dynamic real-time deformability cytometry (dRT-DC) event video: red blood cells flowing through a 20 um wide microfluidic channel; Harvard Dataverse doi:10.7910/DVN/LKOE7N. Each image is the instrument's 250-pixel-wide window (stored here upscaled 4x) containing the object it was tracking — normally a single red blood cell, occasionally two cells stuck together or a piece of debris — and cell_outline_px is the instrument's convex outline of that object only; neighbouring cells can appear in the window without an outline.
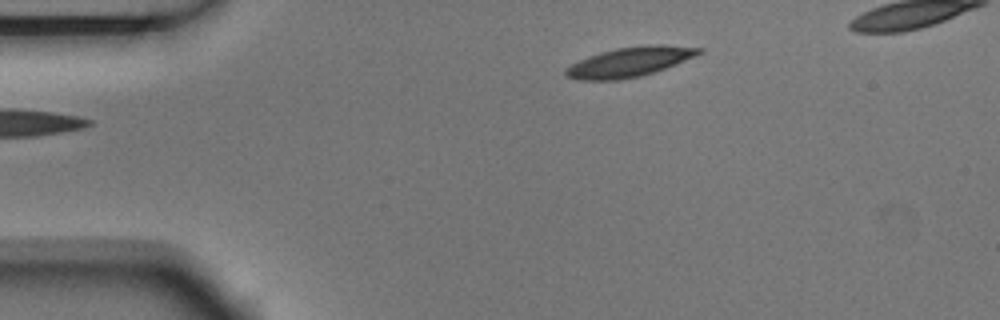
{"species": "Egyptian fruit bat (a non-hibernating species)", "species_latin": "Rousettus aegyptiacus", "temperature_condition": "room temperature", "stored_images_in_passage": 2, "camera_frame_rate_fps": 3000, "um_per_image_px": 0.085, "animal": {"sex": "male"}, "frame": {"image": 1, "passage_image": 2, "time_ms": 0.333, "image_size_px": [1000, 320], "cell_outline_px": [[704, 52], [676, 64], [640, 76], [616, 80], [576, 80], [564, 76], [564, 68], [588, 56], [600, 52], [616, 48], [648, 44], [660, 44], [704, 48]], "centroid_in_image_um": [53.49, 5.26], "position_along_channel_um": 31.5, "area_um2": 23.06}}